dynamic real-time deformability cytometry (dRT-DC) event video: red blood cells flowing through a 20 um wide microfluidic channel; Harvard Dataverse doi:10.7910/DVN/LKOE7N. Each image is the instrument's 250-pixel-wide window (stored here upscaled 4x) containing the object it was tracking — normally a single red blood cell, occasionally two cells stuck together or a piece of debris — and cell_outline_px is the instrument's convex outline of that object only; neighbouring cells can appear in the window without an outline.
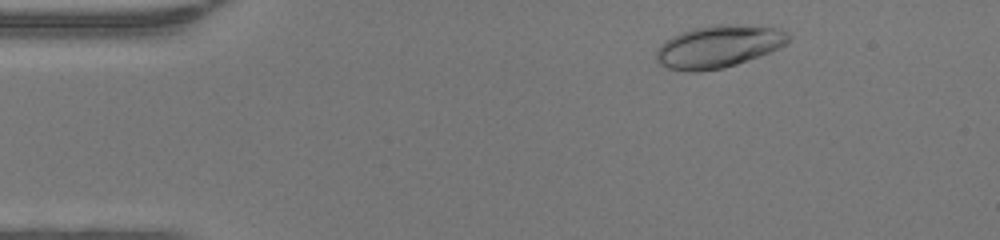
{"species": "human", "species_latin": "Homo sapiens", "temperature_condition": "warm", "stored_images_in_passage": 44, "camera_frame_rate_fps": 3000, "um_per_image_px": 0.085, "donor": {"sex": "female"}, "frame": {"image": 1, "passage_image": 3, "time_ms": 0.667, "image_size_px": [1000, 240], "cell_outline_px": [[788, 44], [760, 56], [724, 68], [696, 72], [692, 72], [668, 68], [660, 64], [656, 60], [656, 48], [664, 40], [680, 32], [692, 28], [712, 24], [736, 24], [772, 28], [784, 32], [788, 36]], "centroid_in_image_um": [61.01, 3.96], "position_along_channel_um": 24.0, "area_um2": 32.66}}
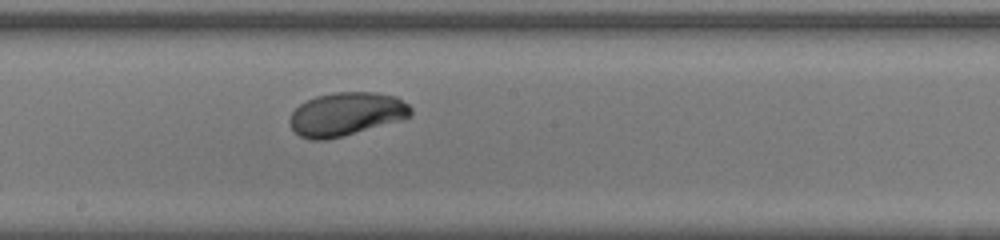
{"frame": {"image": 2, "passage_image": 22, "time_ms": 7.0, "image_size_px": [1000, 240], "cell_outline_px": [[412, 116], [404, 120], [344, 136], [328, 140], [308, 140], [300, 136], [292, 128], [288, 120], [292, 112], [300, 104], [316, 96], [336, 92], [376, 92], [396, 96], [408, 104], [412, 108]], "centroid_in_image_um": [29.46, 9.71], "position_along_channel_um": 218.7, "area_um2": 31.04}}
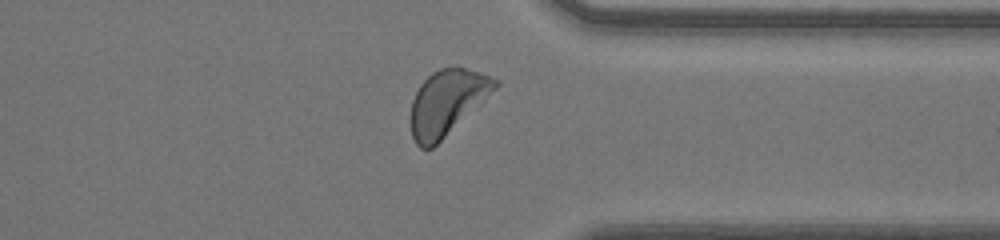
{"frame": {"image": 3, "passage_image": 33, "time_ms": 10.667, "image_size_px": [1000, 240], "cell_outline_px": [[500, 84], [480, 104], [432, 148], [420, 148], [416, 144], [412, 136], [408, 120], [408, 116], [412, 100], [420, 84], [432, 72], [440, 68], [452, 64], [456, 64], [480, 72], [500, 80]], "centroid_in_image_um": [37.96, 8.67], "position_along_channel_um": 373.4, "area_um2": 32.48}, "authors_computed_cell_mechanics": {"area_um2": 30.9808, "velocity_mm_per_s": 4.3147, "shape_relaxation_time_tau1_ms": 4.2272, "shape_relaxation_time_tau2_ms": null, "deformation_change_tau1": 0.1935, "deformation_change_tau2": null}}